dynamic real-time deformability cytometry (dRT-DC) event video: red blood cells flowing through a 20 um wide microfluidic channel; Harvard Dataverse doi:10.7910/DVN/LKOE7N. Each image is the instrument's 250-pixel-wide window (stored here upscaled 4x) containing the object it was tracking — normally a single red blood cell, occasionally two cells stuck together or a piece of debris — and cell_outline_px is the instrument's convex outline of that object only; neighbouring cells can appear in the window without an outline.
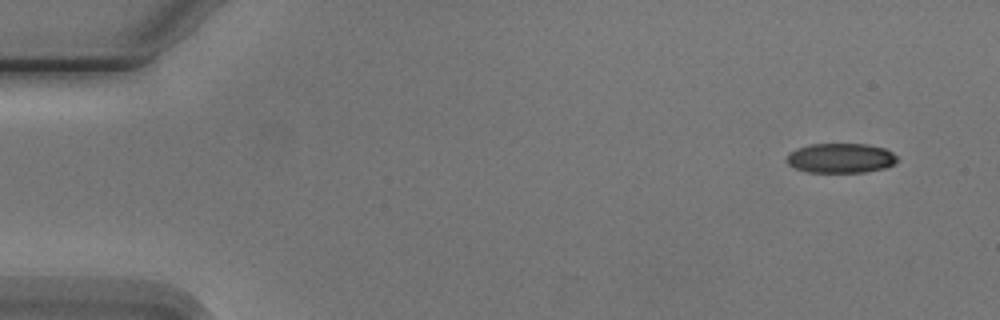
{"species": "Egyptian fruit bat (a non-hibernating species)", "species_latin": "Rousettus aegyptiacus", "temperature_condition": "cold", "stored_images_in_passage": 8, "camera_frame_rate_fps": 3000, "um_per_image_px": 0.085, "animal": {"sex": "male"}, "frame": {"image": 1, "passage_image": 1, "time_ms": 0.0, "image_size_px": [1000, 320], "cell_outline_px": [[900, 160], [884, 168], [864, 172], [808, 172], [796, 168], [788, 164], [784, 160], [788, 152], [796, 148], [812, 144], [868, 144], [884, 148], [892, 152]], "centroid_in_image_um": [71.43, 13.43], "position_along_channel_um": 13.6, "area_um2": 19.25}}
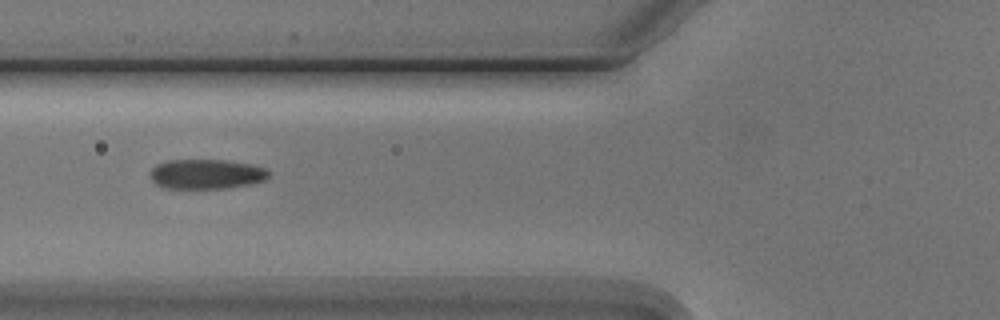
{"frame": {"image": 2, "passage_image": 6, "time_ms": 5.667, "image_size_px": [1000, 320], "cell_outline_px": [[272, 172], [264, 180], [248, 184], [228, 188], [160, 188], [152, 180], [152, 168], [156, 164], [168, 160], [224, 160], [248, 164], [264, 168]], "centroid_in_image_um": [17.52, 14.8], "position_along_channel_um": 108.3, "area_um2": 20.4}}
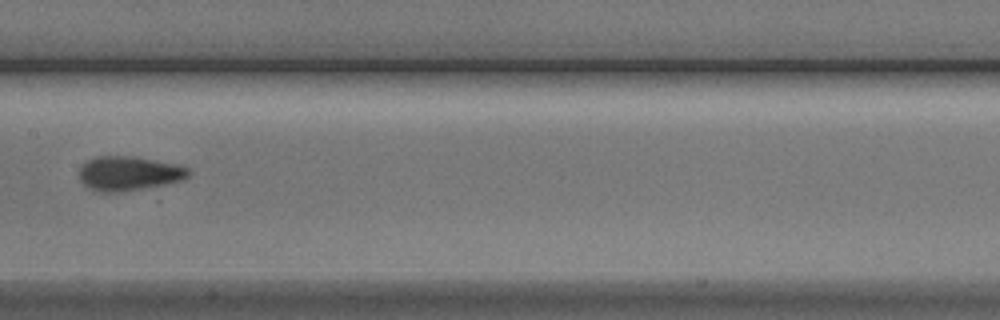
{"frame": {"image": 3, "passage_image": 8, "time_ms": 8.0, "image_size_px": [1000, 320], "cell_outline_px": [[192, 172], [188, 176], [180, 180], [164, 184], [116, 192], [100, 192], [84, 184], [80, 180], [80, 164], [96, 156], [132, 156], [176, 164], [188, 168]], "centroid_in_image_um": [10.93, 14.72], "position_along_channel_um": 196.5, "area_um2": 21.5}}